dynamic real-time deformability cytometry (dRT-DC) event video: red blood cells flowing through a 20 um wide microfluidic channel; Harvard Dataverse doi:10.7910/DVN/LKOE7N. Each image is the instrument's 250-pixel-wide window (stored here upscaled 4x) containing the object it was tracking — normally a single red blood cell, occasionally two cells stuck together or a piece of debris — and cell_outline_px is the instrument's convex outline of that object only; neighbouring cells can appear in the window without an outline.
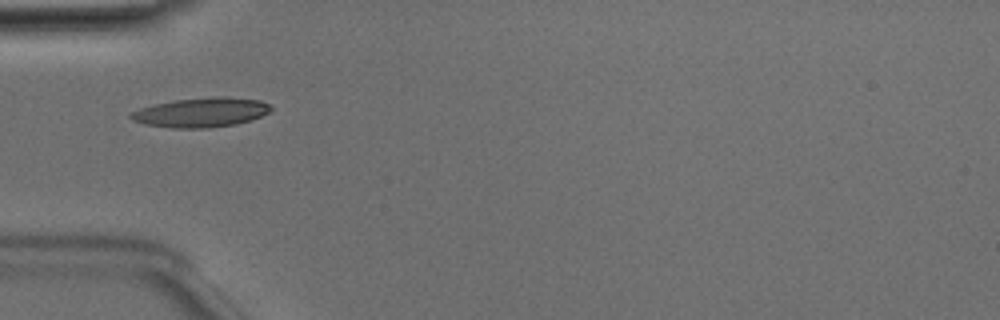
{"species": "Egyptian fruit bat (a non-hibernating species)", "species_latin": "Rousettus aegyptiacus", "temperature_condition": "room temperature", "stored_images_in_passage": 51, "camera_frame_rate_fps": 3000, "um_per_image_px": 0.085, "animal": {"sex": "male"}, "frame": {"image": 1, "passage_image": 17, "time_ms": 5.333, "image_size_px": [1000, 320], "cell_outline_px": [[272, 108], [268, 112], [260, 116], [236, 124], [208, 128], [172, 128], [144, 124], [132, 120], [128, 116], [132, 112], [140, 108], [152, 104], [176, 100], [260, 100], [268, 104]], "centroid_in_image_um": [16.97, 9.62], "position_along_channel_um": 68.0, "area_um2": 22.66}}
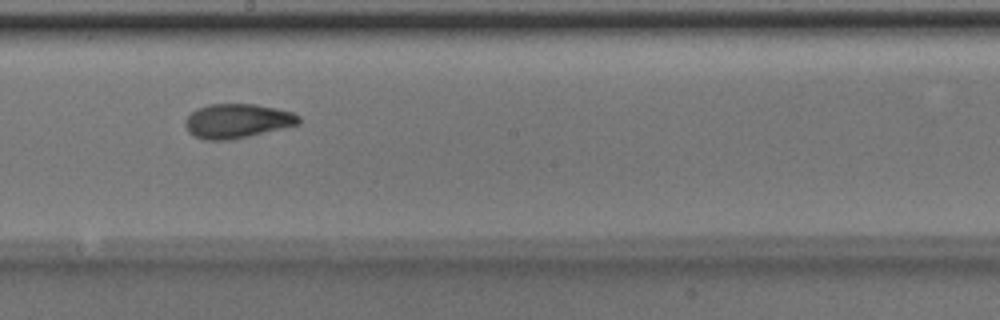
{"frame": {"image": 2, "passage_image": 29, "time_ms": 9.333, "image_size_px": [1000, 320], "cell_outline_px": [[300, 124], [232, 140], [204, 140], [192, 136], [188, 132], [184, 124], [184, 120], [196, 108], [208, 104], [256, 104], [276, 108], [292, 112], [300, 116]], "centroid_in_image_um": [20.13, 10.28], "position_along_channel_um": 228.1, "area_um2": 22.95}}
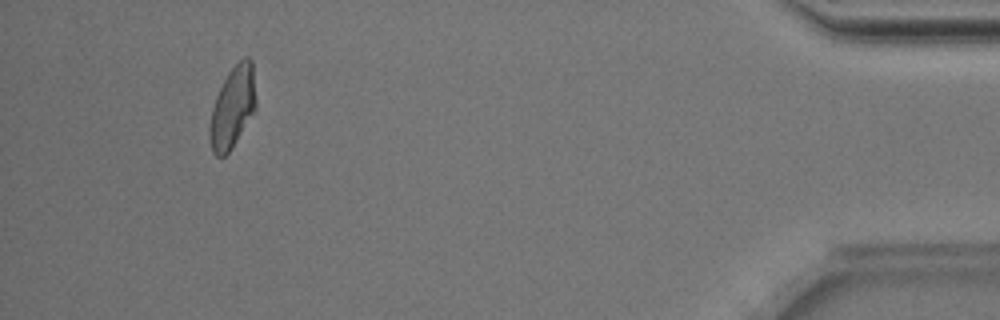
{"frame": {"image": 3, "passage_image": 48, "time_ms": 15.667, "image_size_px": [1000, 320], "cell_outline_px": [[256, 108], [232, 148], [224, 156], [216, 156], [212, 152], [208, 136], [208, 128], [212, 108], [216, 96], [228, 72], [244, 56], [248, 56], [252, 60], [256, 100]], "centroid_in_image_um": [19.76, 9.13], "position_along_channel_um": 415.4, "area_um2": 21.96}, "authors_computed_cell_mechanics": {"area_um2": 21.8484, "velocity_mm_per_s": 3.9984, "shape_relaxation_time_tau1_ms": 4.2338, "shape_relaxation_time_tau2_ms": 1.409, "deformation_change_tau1": 0.1672, "deformation_change_tau2": 0.0693}}